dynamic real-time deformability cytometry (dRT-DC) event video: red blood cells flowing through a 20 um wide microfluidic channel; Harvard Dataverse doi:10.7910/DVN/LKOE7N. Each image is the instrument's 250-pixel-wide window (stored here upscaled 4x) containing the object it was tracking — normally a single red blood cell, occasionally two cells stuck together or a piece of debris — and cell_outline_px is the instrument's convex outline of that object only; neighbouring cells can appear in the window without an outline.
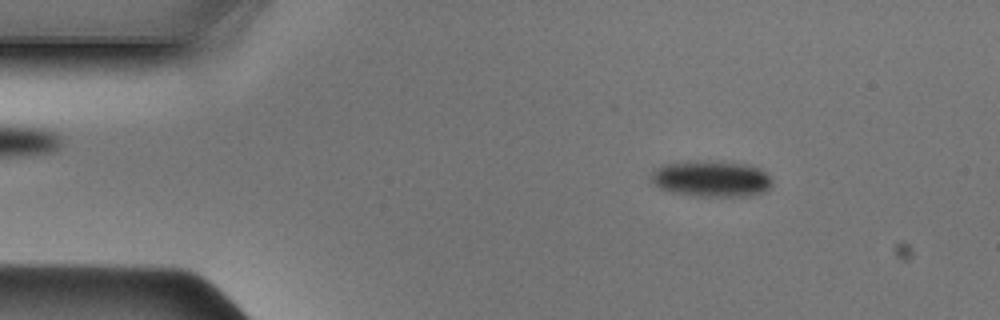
{"species": "Egyptian fruit bat (a non-hibernating species)", "species_latin": "Rousettus aegyptiacus", "temperature_condition": "cold", "stored_images_in_passage": 47, "camera_frame_rate_fps": 3000, "um_per_image_px": 0.085, "animal": {"sex": "male"}, "frame": {"image": 1, "passage_image": 6, "time_ms": 1.667, "image_size_px": [1000, 320], "cell_outline_px": [[772, 184], [764, 192], [744, 196], [692, 196], [672, 192], [660, 188], [648, 180], [648, 176], [660, 164], [688, 160], [712, 160], [752, 164], [760, 168], [772, 180]], "centroid_in_image_um": [60.4, 15.16], "position_along_channel_um": 24.6, "area_um2": 26.24}}
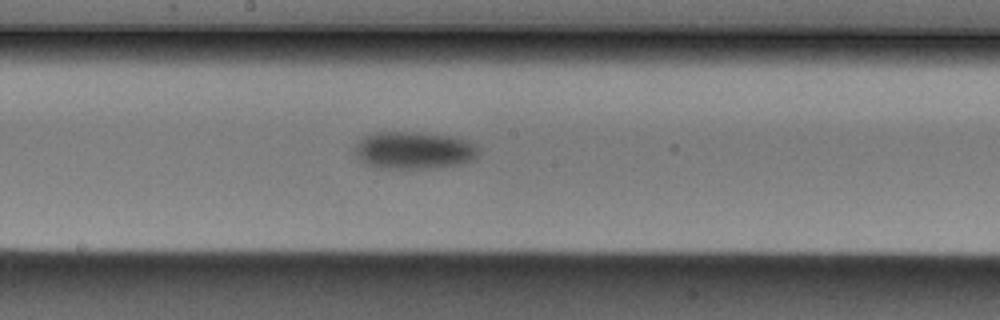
{"frame": {"image": 2, "passage_image": 24, "time_ms": 7.667, "image_size_px": [1000, 320], "cell_outline_px": [[480, 152], [472, 160], [460, 164], [432, 168], [376, 168], [364, 164], [360, 160], [356, 152], [356, 144], [364, 136], [372, 132], [420, 132], [448, 136], [468, 140], [476, 144], [480, 148]], "centroid_in_image_um": [35.2, 12.77], "position_along_channel_um": 213.0, "area_um2": 27.11}}
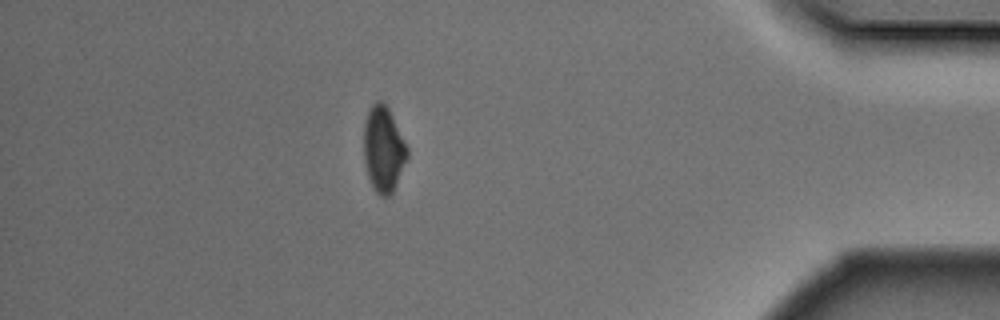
{"frame": {"image": 3, "passage_image": 41, "time_ms": 13.333, "image_size_px": [1000, 320], "cell_outline_px": [[408, 156], [392, 192], [388, 196], [380, 196], [376, 192], [368, 176], [364, 160], [364, 124], [368, 112], [372, 104], [376, 100], [380, 100], [388, 108], [408, 148]], "centroid_in_image_um": [32.58, 12.67], "position_along_channel_um": 402.6, "area_um2": 21.27}}